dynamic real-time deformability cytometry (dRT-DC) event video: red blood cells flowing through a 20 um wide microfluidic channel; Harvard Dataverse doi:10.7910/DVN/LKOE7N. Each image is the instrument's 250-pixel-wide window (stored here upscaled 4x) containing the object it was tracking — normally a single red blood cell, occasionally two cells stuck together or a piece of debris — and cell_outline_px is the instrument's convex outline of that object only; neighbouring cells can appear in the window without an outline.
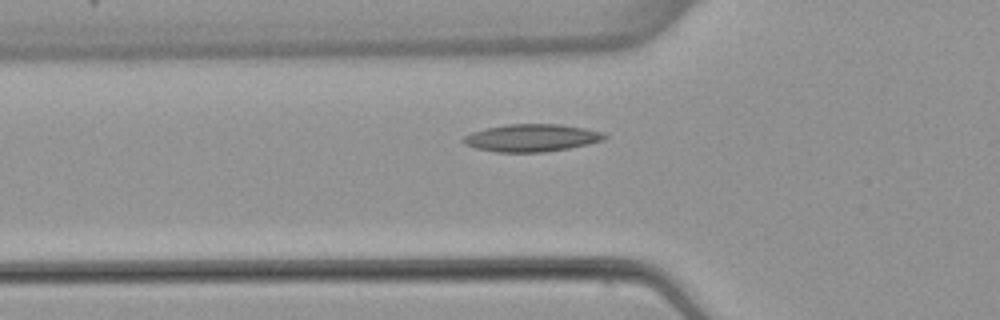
{"species": "common noctule bat (a hibernating species)", "species_latin": "Nyctalus noctula", "temperature_condition": "warm", "stored_images_in_passage": 40, "camera_frame_rate_fps": 3000, "um_per_image_px": 0.085, "animal": {"sex": "female", "body_mass_g": 22.7, "forearm_length_mm": 54.2}, "frame": {"image": 1, "passage_image": 9, "time_ms": 2.667, "image_size_px": [1000, 320], "cell_outline_px": [[608, 136], [604, 140], [588, 144], [568, 148], [544, 152], [496, 152], [476, 148], [464, 144], [460, 140], [464, 136], [472, 132], [488, 128], [508, 124], [560, 124], [584, 128], [604, 132]], "centroid_in_image_um": [45.2, 11.72], "position_along_channel_um": 80.6, "area_um2": 22.6}}
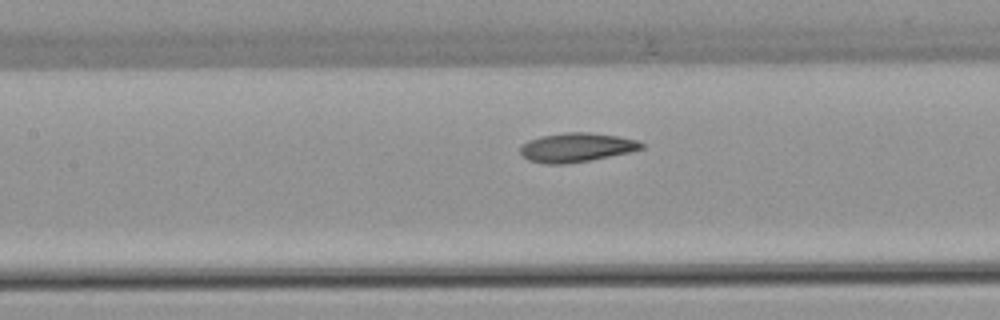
{"frame": {"image": 2, "passage_image": 15, "time_ms": 4.667, "image_size_px": [1000, 320], "cell_outline_px": [[644, 148], [632, 152], [592, 160], [564, 164], [544, 164], [528, 160], [520, 152], [520, 144], [528, 140], [540, 136], [564, 132], [588, 132], [616, 136], [636, 140], [644, 144]], "centroid_in_image_um": [48.98, 12.53], "position_along_channel_um": 158.4, "area_um2": 20.75}}
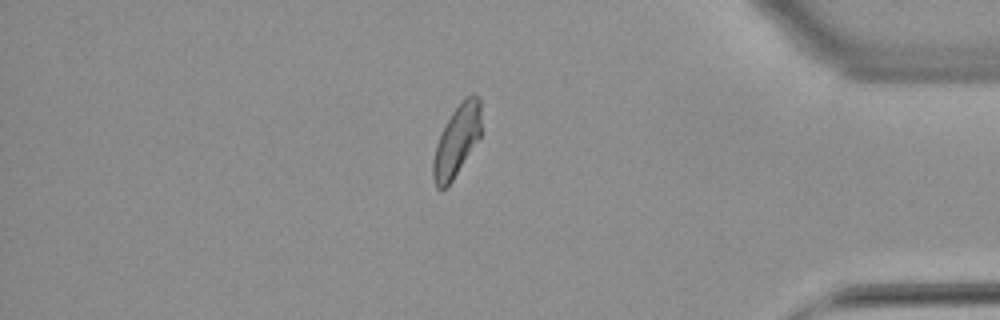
{"frame": {"image": 3, "passage_image": 36, "time_ms": 11.667, "image_size_px": [1000, 320], "cell_outline_px": [[480, 136], [452, 180], [444, 188], [436, 188], [432, 176], [432, 160], [436, 144], [452, 112], [472, 92], [480, 96]], "centroid_in_image_um": [38.81, 11.96], "position_along_channel_um": 396.4, "area_um2": 19.36}, "authors_computed_cell_mechanics": {"area_um2": 20.23, "velocity_mm_per_s": 3.851, "shape_relaxation_time_tau1_ms": 7.0128, "shape_relaxation_time_tau2_ms": 2.6985, "deformation_change_tau1": 0.1695, "deformation_change_tau2": 0.0864}}